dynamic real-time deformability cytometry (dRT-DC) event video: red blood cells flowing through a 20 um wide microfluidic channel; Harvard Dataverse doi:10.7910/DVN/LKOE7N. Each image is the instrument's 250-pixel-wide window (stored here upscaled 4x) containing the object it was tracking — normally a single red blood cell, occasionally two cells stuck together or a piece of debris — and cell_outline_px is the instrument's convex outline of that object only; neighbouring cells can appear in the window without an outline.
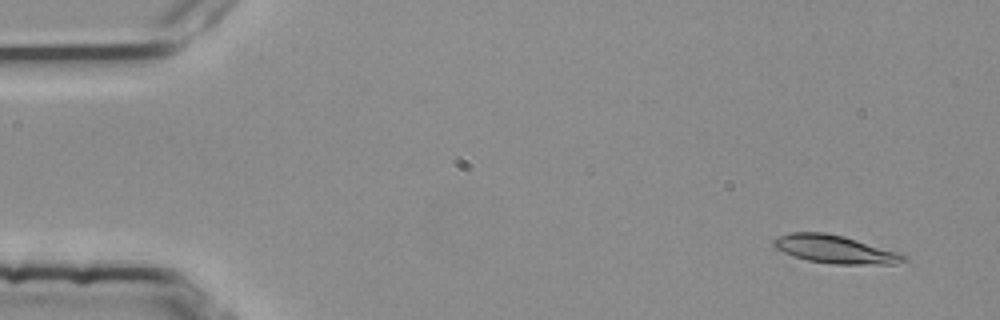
{"species": "common noctule bat (a hibernating species)", "species_latin": "Nyctalus noctula", "temperature_condition": "room temperature", "stored_images_in_passage": 5, "camera_frame_rate_fps": 3000, "um_per_image_px": 0.085, "animal": {"sex": "female", "body_mass_g": 25.1}, "frame": {"image": 1, "passage_image": 1, "time_ms": 0.0, "image_size_px": [1000, 320], "cell_outline_px": [[908, 260], [896, 264], [836, 264], [808, 260], [784, 252], [776, 248], [772, 244], [772, 240], [788, 232], [824, 232], [844, 236], [904, 252], [908, 256]], "centroid_in_image_um": [71.09, 21.18], "position_along_channel_um": 13.9, "area_um2": 21.56}}
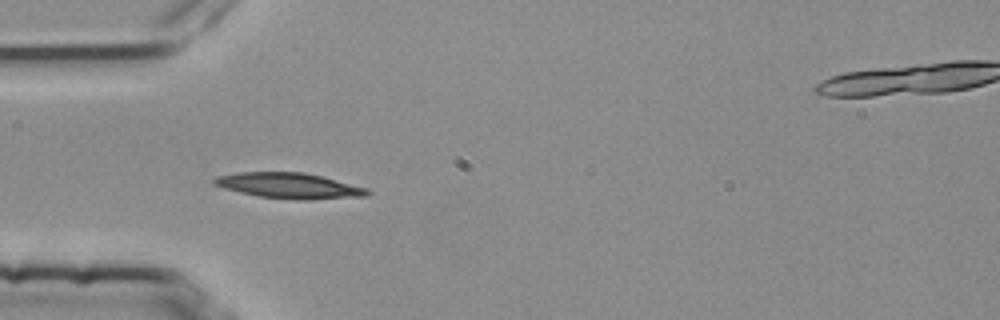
{"frame": {"image": 2, "passage_image": 4, "time_ms": 1.0, "image_size_px": [1000, 320], "cell_outline_px": [[372, 192], [368, 196], [304, 200], [296, 200], [260, 196], [240, 192], [224, 188], [212, 184], [212, 180], [216, 176], [236, 172], [304, 172], [368, 188]], "centroid_in_image_um": [24.58, 15.78], "position_along_channel_um": 60.4, "area_um2": 22.83}}